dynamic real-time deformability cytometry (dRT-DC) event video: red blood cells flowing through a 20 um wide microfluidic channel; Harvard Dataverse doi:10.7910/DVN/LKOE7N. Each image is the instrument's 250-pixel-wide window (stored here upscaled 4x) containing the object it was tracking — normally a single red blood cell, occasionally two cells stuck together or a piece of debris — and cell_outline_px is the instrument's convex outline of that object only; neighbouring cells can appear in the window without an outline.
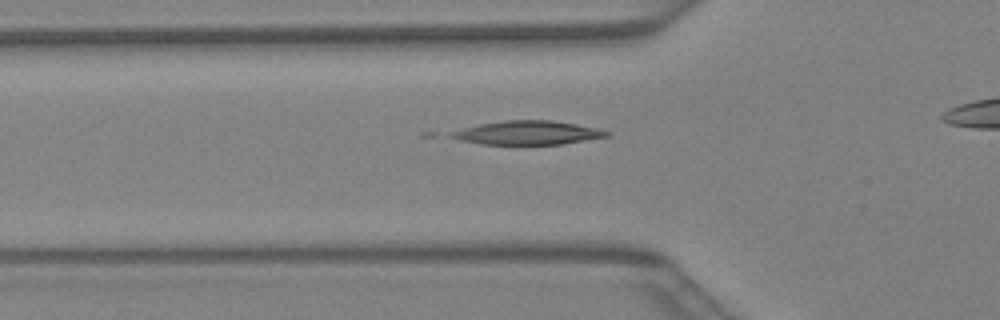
{"species": "Egyptian fruit bat (a non-hibernating species)", "species_latin": "Rousettus aegyptiacus", "temperature_condition": "warm", "stored_images_in_passage": 28, "camera_frame_rate_fps": 3000, "um_per_image_px": 0.085, "animal": {"sex": "female"}, "frame": {"image": 1, "passage_image": 7, "time_ms": 2.0, "image_size_px": [1000, 320], "cell_outline_px": [[612, 136], [564, 144], [480, 144], [460, 140], [448, 136], [448, 132], [480, 124], [504, 120], [552, 120], [576, 124], [596, 128], [612, 132]], "centroid_in_image_um": [44.89, 11.29], "position_along_channel_um": 80.9, "area_um2": 21.68}}
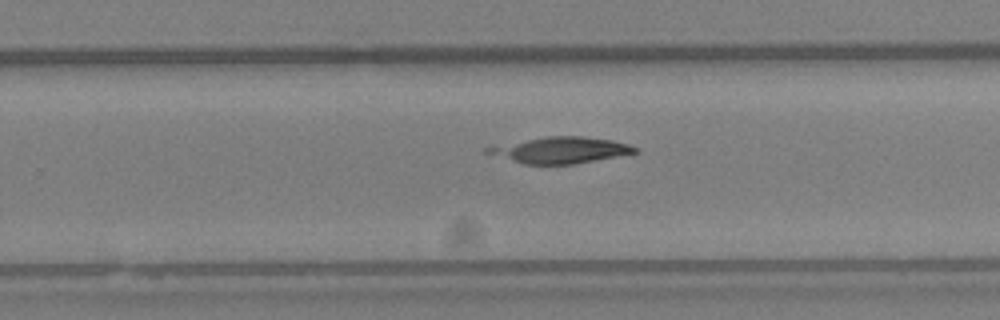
{"frame": {"image": 2, "passage_image": 19, "time_ms": 6.0, "image_size_px": [1000, 320], "cell_outline_px": [[640, 152], [572, 164], [524, 164], [484, 152], [484, 148], [544, 136], [584, 136], [612, 140], [628, 144], [636, 148]], "centroid_in_image_um": [47.66, 12.75], "position_along_channel_um": 282.1, "area_um2": 22.2}}
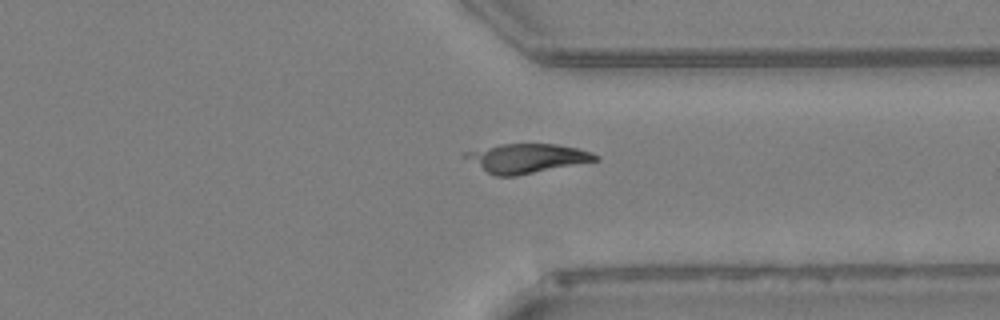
{"frame": {"image": 3, "passage_image": 24, "time_ms": 7.667, "image_size_px": [1000, 320], "cell_outline_px": [[600, 160], [516, 176], [496, 176], [488, 172], [460, 156], [464, 152], [500, 144], [556, 144], [576, 148], [592, 152], [600, 156]], "centroid_in_image_um": [44.79, 13.45], "position_along_channel_um": 366.6, "area_um2": 22.08}}